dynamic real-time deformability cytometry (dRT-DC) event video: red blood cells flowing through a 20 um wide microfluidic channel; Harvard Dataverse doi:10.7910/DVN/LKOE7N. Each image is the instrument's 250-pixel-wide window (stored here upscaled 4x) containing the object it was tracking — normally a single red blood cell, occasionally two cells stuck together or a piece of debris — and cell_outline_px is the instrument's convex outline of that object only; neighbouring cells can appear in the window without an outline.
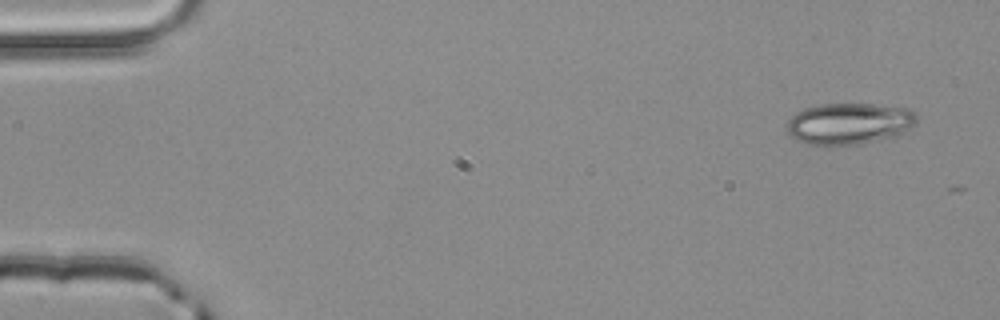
{"species": "common noctule bat (a hibernating species)", "species_latin": "Nyctalus noctula", "temperature_condition": "room temperature", "stored_images_in_passage": 4, "segment_of_instrument_passage": [2, 2], "camera_frame_rate_fps": 3000, "um_per_image_px": 0.085, "animal": {"sex": "male", "body_mass_g": 20.4}, "frame": {"image": 1, "passage_image": 4, "time_ms": 1.0, "image_size_px": [1000, 320], "cell_outline_px": [[916, 124], [904, 132], [896, 136], [860, 144], [808, 144], [792, 136], [788, 132], [788, 120], [796, 112], [804, 108], [820, 104], [872, 104], [908, 108], [916, 112]], "centroid_in_image_um": [72.22, 10.49], "position_along_channel_um": 12.8, "area_um2": 31.1}}